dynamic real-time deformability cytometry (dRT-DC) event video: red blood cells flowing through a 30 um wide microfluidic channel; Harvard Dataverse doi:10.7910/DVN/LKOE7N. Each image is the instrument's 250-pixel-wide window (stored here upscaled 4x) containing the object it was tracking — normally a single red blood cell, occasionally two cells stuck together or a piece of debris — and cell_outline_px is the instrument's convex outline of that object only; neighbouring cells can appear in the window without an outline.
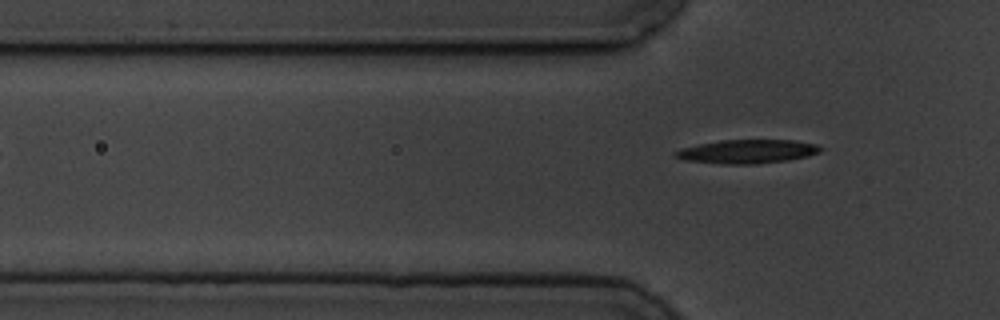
{"species": "common noctule bat (a hibernating species)", "species_latin": "Nyctalus noctula", "temperature_condition": "cold", "stored_images_in_passage": 7, "segment_of_instrument_passage": [2, 2], "camera_frame_rate_fps": 3000, "um_per_image_px": 0.085, "animal": {"sex": "male", "body_mass_g": 19.5, "forearm_length_mm": 54.6}, "frame": {"image": 1, "passage_image": 7, "time_ms": 7.0, "image_size_px": [1000, 320], "cell_outline_px": [[824, 148], [820, 152], [808, 156], [784, 160], [756, 164], [720, 164], [684, 160], [672, 156], [672, 152], [684, 148], [700, 144], [720, 140], [796, 140], [816, 144]], "centroid_in_image_um": [63.51, 12.88], "position_along_channel_um": 62.3, "area_um2": 20.11}}